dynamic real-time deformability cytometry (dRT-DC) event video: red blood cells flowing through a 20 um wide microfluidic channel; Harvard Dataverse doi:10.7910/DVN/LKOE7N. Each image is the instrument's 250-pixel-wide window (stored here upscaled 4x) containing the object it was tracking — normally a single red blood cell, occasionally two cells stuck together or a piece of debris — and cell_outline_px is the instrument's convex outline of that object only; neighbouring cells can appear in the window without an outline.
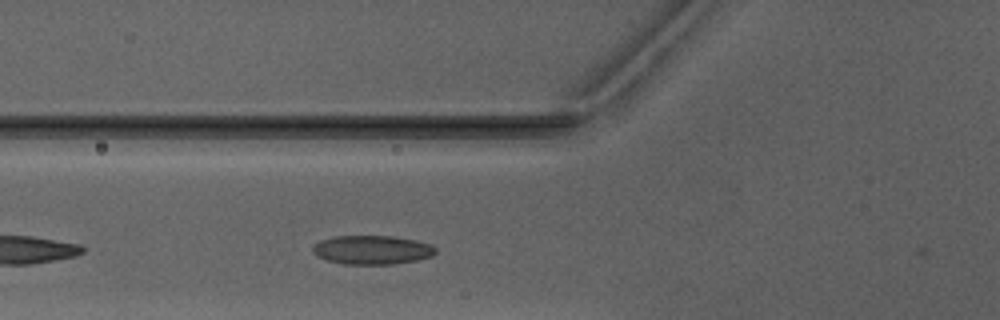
{"species": "Egyptian fruit bat (a non-hibernating species)", "species_latin": "Rousettus aegyptiacus", "temperature_condition": "warm", "stored_images_in_passage": 3, "camera_frame_rate_fps": 3000, "um_per_image_px": 0.085, "animal": {"sex": "male"}, "frame": {"image": 1, "passage_image": 3, "time_ms": 2.333, "image_size_px": [1000, 320], "cell_outline_px": [[436, 252], [432, 256], [416, 260], [392, 264], [344, 264], [328, 260], [316, 256], [312, 252], [312, 248], [320, 240], [336, 236], [392, 236], [416, 240], [432, 244], [436, 248]], "centroid_in_image_um": [31.64, 21.23], "position_along_channel_um": 94.2, "area_um2": 20.69}}